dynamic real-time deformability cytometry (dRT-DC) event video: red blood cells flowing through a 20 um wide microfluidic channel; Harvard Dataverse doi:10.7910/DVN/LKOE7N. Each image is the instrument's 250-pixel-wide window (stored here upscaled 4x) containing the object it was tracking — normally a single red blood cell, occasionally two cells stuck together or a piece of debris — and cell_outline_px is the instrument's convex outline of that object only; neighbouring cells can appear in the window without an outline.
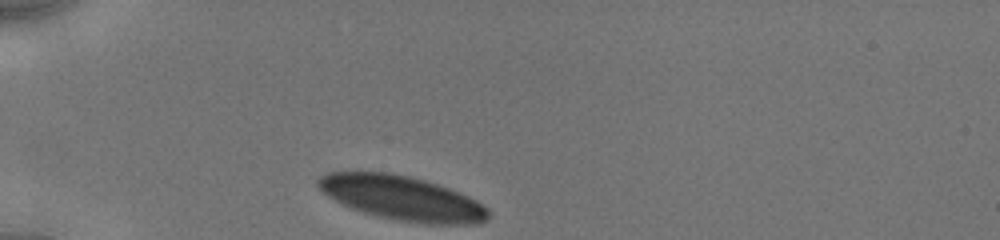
{"species": "human", "species_latin": "Homo sapiens", "temperature_condition": "cold", "stored_images_in_passage": 3, "camera_frame_rate_fps": 3000, "um_per_image_px": 0.085, "donor": {"sex": "male"}, "frame": {"image": 1, "passage_image": 1, "time_ms": 0.0, "image_size_px": [1000, 240], "cell_outline_px": [[488, 220], [480, 224], [424, 224], [396, 220], [376, 216], [352, 208], [328, 196], [316, 184], [316, 180], [320, 176], [328, 172], [388, 172], [412, 176], [448, 188], [468, 196], [484, 204], [488, 208]], "centroid_in_image_um": [34.2, 16.84], "position_along_channel_um": 50.8, "area_um2": 44.04}}
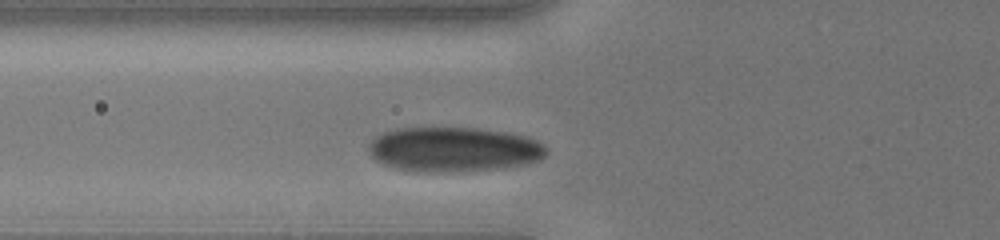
{"frame": {"image": 2, "passage_image": 3, "time_ms": 1.667, "image_size_px": [1000, 240], "cell_outline_px": [[544, 156], [536, 160], [524, 164], [504, 168], [452, 172], [420, 172], [396, 168], [384, 164], [376, 160], [368, 152], [368, 144], [376, 136], [384, 132], [400, 128], [476, 128], [508, 132], [524, 136], [536, 140], [544, 144]], "centroid_in_image_um": [38.53, 12.7], "position_along_channel_um": 87.3, "area_um2": 46.18}}